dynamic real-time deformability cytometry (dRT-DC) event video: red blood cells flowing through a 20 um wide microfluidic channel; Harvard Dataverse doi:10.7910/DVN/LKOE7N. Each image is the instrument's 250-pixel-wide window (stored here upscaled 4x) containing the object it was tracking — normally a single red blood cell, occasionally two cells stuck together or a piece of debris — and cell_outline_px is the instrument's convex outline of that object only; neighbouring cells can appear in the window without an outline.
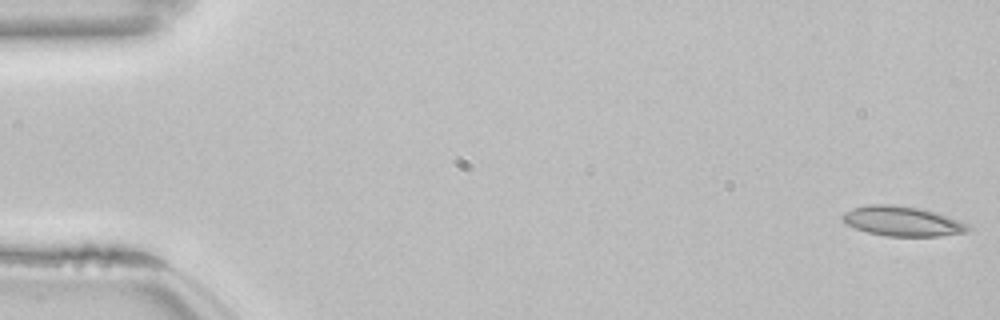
{"species": "common noctule bat (a hibernating species)", "species_latin": "Nyctalus noctula", "temperature_condition": "room temperature", "stored_images_in_passage": 53, "camera_frame_rate_fps": 3000, "um_per_image_px": 0.085, "animal": {"sex": "female", "body_mass_g": 22.7, "forearm_length_mm": 54.2}, "frame": {"image": 1, "passage_image": 1, "time_ms": 0.0, "image_size_px": [1000, 320], "cell_outline_px": [[972, 228], [968, 232], [940, 236], [888, 236], [868, 232], [844, 224], [840, 216], [844, 212], [852, 208], [868, 204], [892, 204], [920, 208], [936, 212], [948, 216], [968, 224]], "centroid_in_image_um": [76.69, 18.79], "position_along_channel_um": 8.3, "area_um2": 22.02}}
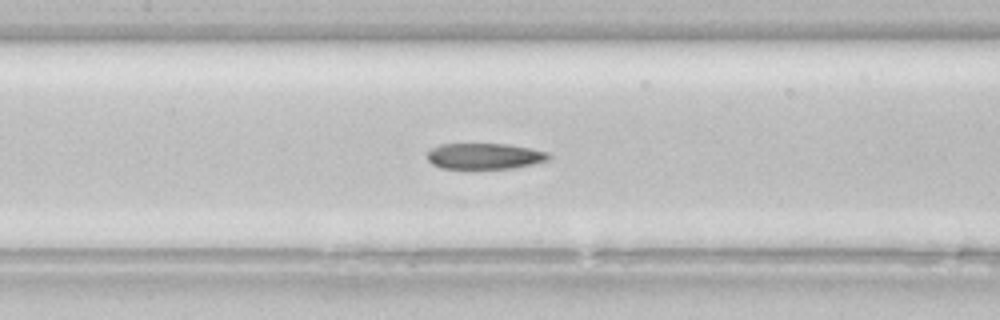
{"frame": {"image": 2, "passage_image": 25, "time_ms": 8.0, "image_size_px": [1000, 320], "cell_outline_px": [[552, 156], [548, 160], [532, 164], [512, 168], [440, 168], [432, 164], [428, 160], [428, 152], [432, 148], [440, 144], [508, 144], [548, 152]], "centroid_in_image_um": [41.19, 13.27], "position_along_channel_um": 166.2, "area_um2": 18.21}}
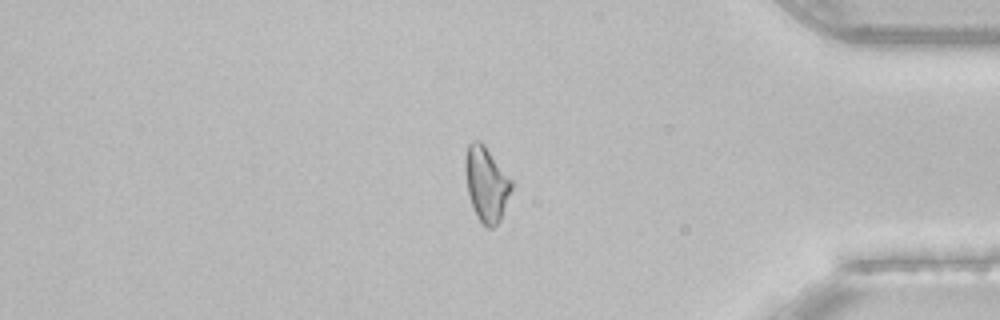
{"frame": {"image": 3, "passage_image": 45, "time_ms": 14.667, "image_size_px": [1000, 320], "cell_outline_px": [[512, 188], [500, 220], [492, 228], [488, 228], [480, 220], [472, 208], [468, 192], [464, 168], [464, 160], [468, 144], [472, 140], [480, 140], [484, 144], [512, 180]], "centroid_in_image_um": [41.32, 15.6], "position_along_channel_um": 393.9, "area_um2": 20.06}, "authors_computed_cell_mechanics": {"area_um2": 20.3456, "velocity_mm_per_s": 3.8467, "shape_relaxation_time_tau1_ms": null, "shape_relaxation_time_tau2_ms": 11.2818, "deformation_change_tau1": null, "deformation_change_tau2": 0.2259}}